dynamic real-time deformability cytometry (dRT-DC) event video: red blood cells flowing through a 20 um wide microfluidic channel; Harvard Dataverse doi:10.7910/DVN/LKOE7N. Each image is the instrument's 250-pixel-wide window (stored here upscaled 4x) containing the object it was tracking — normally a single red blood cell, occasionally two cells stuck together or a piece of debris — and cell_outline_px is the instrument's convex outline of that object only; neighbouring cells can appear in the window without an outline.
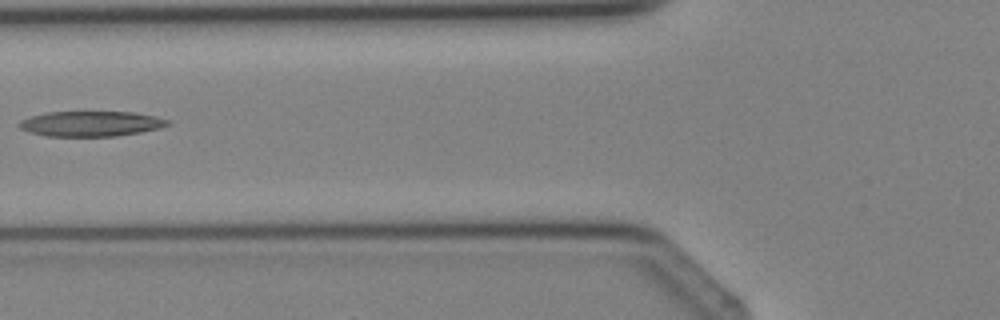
{"species": "Egyptian fruit bat (a non-hibernating species)", "species_latin": "Rousettus aegyptiacus", "temperature_condition": "cold", "stored_images_in_passage": 3, "camera_frame_rate_fps": 3000, "um_per_image_px": 0.085, "animal": {"sex": "female"}, "frame": {"image": 1, "passage_image": 3, "time_ms": 2.0, "image_size_px": [1000, 320], "cell_outline_px": [[172, 124], [160, 128], [140, 132], [116, 136], [48, 136], [28, 132], [20, 128], [16, 124], [20, 120], [44, 112], [132, 112], [152, 116], [168, 120]], "centroid_in_image_um": [7.69, 10.52], "position_along_channel_um": 118.1, "area_um2": 21.79}}